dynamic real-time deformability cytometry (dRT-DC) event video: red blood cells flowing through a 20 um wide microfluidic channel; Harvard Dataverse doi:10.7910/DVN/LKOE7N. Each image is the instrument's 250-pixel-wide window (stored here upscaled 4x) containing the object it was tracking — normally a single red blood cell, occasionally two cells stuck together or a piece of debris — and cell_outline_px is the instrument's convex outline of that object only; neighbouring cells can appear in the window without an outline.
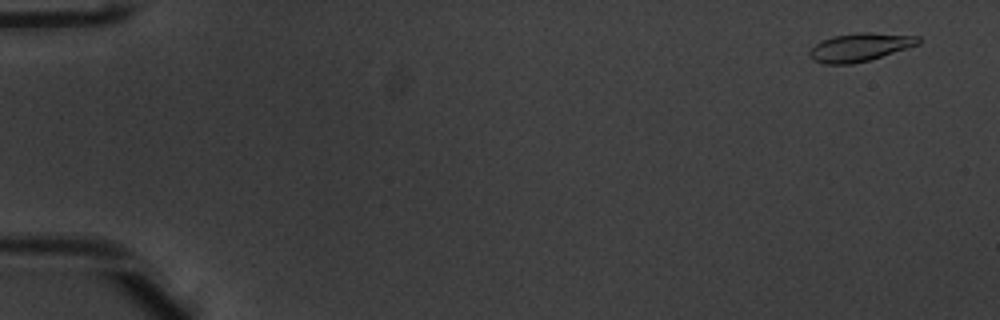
{"species": "common noctule bat (a hibernating species)", "species_latin": "Nyctalus noctula", "temperature_condition": "warm", "stored_images_in_passage": 51, "camera_frame_rate_fps": 3000, "um_per_image_px": 0.085, "animal": {"sex": "male", "body_mass_g": 20.1, "forearm_length_mm": 53.5}, "frame": {"image": 1, "passage_image": 3, "time_ms": 0.667, "image_size_px": [1000, 320], "cell_outline_px": [[920, 44], [868, 60], [852, 64], [824, 64], [812, 60], [808, 56], [808, 52], [820, 40], [832, 36], [860, 32], [872, 32], [920, 36]], "centroid_in_image_um": [73.06, 4.0], "position_along_channel_um": 11.9, "area_um2": 17.98}}
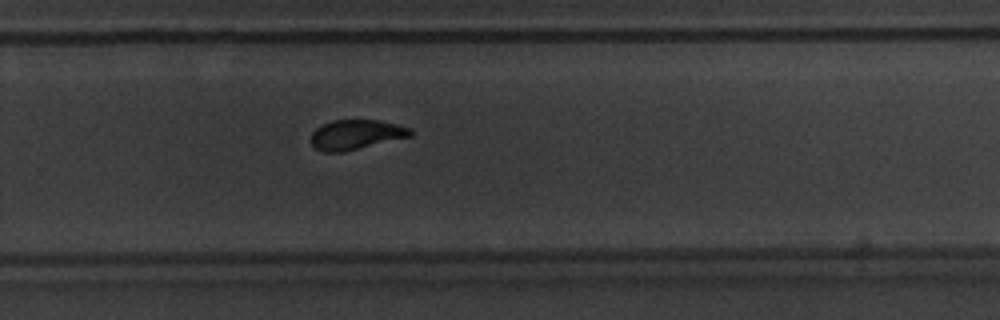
{"frame": {"image": 2, "passage_image": 36, "time_ms": 11.667, "image_size_px": [1000, 320], "cell_outline_px": [[412, 136], [344, 152], [324, 152], [316, 148], [312, 144], [312, 132], [316, 128], [332, 120], [380, 120], [396, 124], [408, 128], [412, 132]], "centroid_in_image_um": [30.26, 11.44], "position_along_channel_um": 299.5, "area_um2": 17.11}}
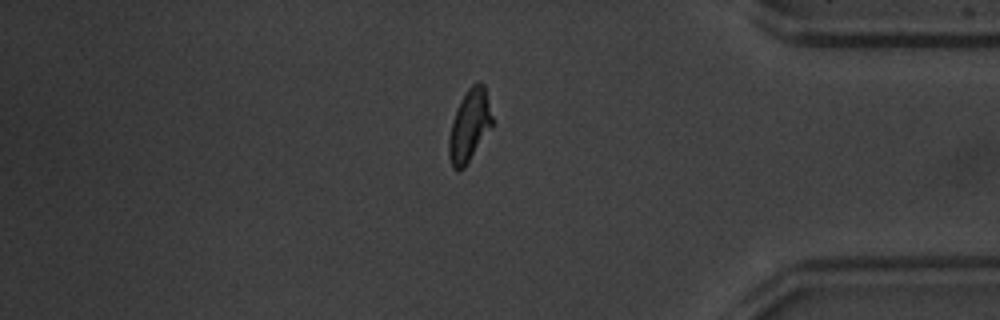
{"frame": {"image": 3, "passage_image": 45, "time_ms": 14.667, "image_size_px": [1000, 320], "cell_outline_px": [[492, 128], [464, 168], [456, 172], [452, 168], [448, 156], [448, 136], [452, 120], [456, 108], [460, 100], [468, 88], [472, 84], [480, 80], [484, 84], [492, 116]], "centroid_in_image_um": [39.88, 10.69], "position_along_channel_um": 395.3, "area_um2": 18.55}}